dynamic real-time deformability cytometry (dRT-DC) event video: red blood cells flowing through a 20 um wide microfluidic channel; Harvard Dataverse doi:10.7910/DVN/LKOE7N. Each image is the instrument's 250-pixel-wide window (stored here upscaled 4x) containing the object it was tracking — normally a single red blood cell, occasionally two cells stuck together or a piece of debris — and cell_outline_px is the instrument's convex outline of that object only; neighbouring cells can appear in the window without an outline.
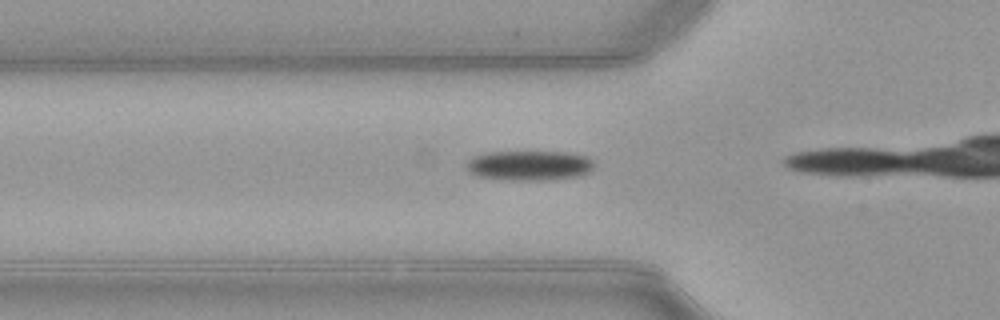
{"species": "common noctule bat (a hibernating species)", "species_latin": "Nyctalus noctula", "temperature_condition": "warm", "stored_images_in_passage": 15, "camera_frame_rate_fps": 3000, "um_per_image_px": 0.085, "animal": {"sex": "female", "body_mass_g": 21.9}, "frame": {"image": 1, "passage_image": 13, "time_ms": 4.0, "image_size_px": [1000, 320], "cell_outline_px": [[592, 168], [588, 172], [580, 176], [544, 180], [504, 180], [476, 176], [468, 172], [464, 164], [472, 156], [488, 152], [564, 152], [584, 156], [592, 160]], "centroid_in_image_um": [44.9, 14.07], "position_along_channel_um": 80.9, "area_um2": 22.31}}